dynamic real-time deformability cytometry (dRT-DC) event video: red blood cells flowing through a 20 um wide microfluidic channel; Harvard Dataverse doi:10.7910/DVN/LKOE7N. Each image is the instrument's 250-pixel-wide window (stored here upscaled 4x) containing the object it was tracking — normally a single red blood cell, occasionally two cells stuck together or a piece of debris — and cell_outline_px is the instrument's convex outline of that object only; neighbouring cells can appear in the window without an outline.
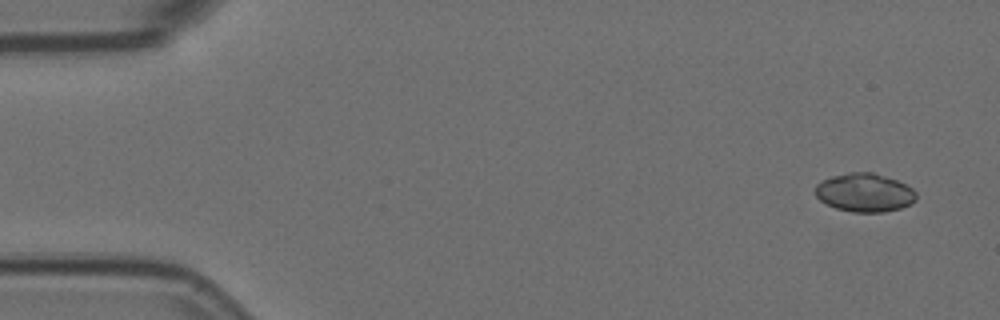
{"species": "Egyptian fruit bat (a non-hibernating species)", "species_latin": "Rousettus aegyptiacus", "temperature_condition": "room temperature", "stored_images_in_passage": 6, "segment_of_instrument_passage": [1, 2], "camera_frame_rate_fps": 3000, "um_per_image_px": 0.085, "animal": {"sex": "female"}, "frame": {"image": 1, "passage_image": 1, "time_ms": 0.0, "image_size_px": [1000, 320], "cell_outline_px": [[916, 200], [912, 204], [900, 208], [884, 212], [852, 212], [836, 208], [820, 200], [816, 196], [816, 184], [820, 180], [832, 176], [848, 172], [872, 172], [896, 180], [912, 188], [916, 192]], "centroid_in_image_um": [73.49, 16.37], "position_along_channel_um": 11.5, "area_um2": 22.66}}
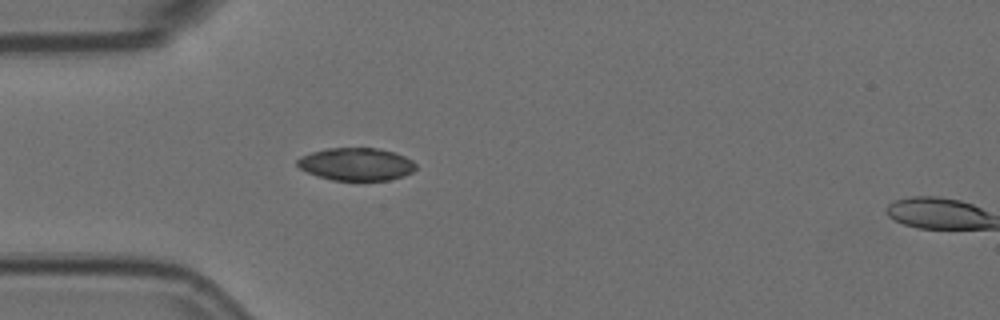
{"frame": {"image": 2, "passage_image": 5, "time_ms": 1.333, "image_size_px": [1000, 320], "cell_outline_px": [[416, 168], [412, 172], [404, 176], [388, 180], [332, 180], [308, 172], [300, 168], [296, 164], [296, 160], [300, 156], [312, 152], [328, 148], [376, 148], [396, 152], [412, 160], [416, 164]], "centroid_in_image_um": [30.3, 13.95], "position_along_channel_um": 54.7, "area_um2": 22.54}}